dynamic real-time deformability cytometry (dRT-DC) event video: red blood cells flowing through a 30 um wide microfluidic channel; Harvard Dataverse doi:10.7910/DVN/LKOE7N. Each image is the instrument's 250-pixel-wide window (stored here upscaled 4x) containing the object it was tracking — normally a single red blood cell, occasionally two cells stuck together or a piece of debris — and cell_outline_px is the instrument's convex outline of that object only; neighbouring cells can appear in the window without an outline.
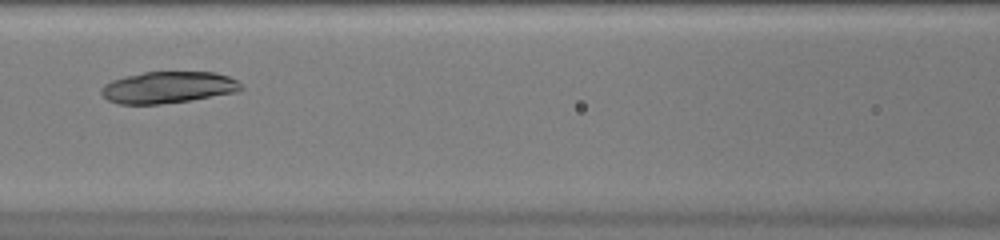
{"species": "common noctule bat (a hibernating species)", "species_latin": "Nyctalus noctula", "temperature_condition": "warm", "stored_images_in_passage": 40, "camera_frame_rate_fps": 3000, "um_per_image_px": 0.085, "animal": {"sex": "female", "body_mass_g": 20.0, "forearm_length_mm": 54.0}, "frame": {"image": 1, "passage_image": 13, "time_ms": 4.0, "image_size_px": [1000, 240], "cell_outline_px": [[244, 88], [236, 92], [192, 100], [160, 104], [120, 104], [108, 100], [100, 92], [100, 88], [104, 84], [112, 80], [124, 76], [144, 72], [216, 72], [228, 76], [244, 84]], "centroid_in_image_um": [14.3, 7.42], "position_along_channel_um": 152.3, "area_um2": 25.95}}
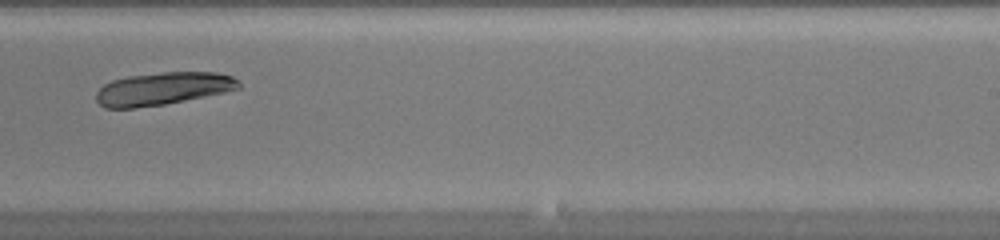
{"frame": {"image": 2, "passage_image": 22, "time_ms": 7.0, "image_size_px": [1000, 240], "cell_outline_px": [[240, 88], [224, 92], [164, 104], [136, 108], [104, 108], [96, 100], [96, 92], [104, 84], [112, 80], [128, 76], [164, 72], [216, 72], [232, 76], [240, 84]], "centroid_in_image_um": [13.81, 7.53], "position_along_channel_um": 275.2, "area_um2": 26.99}}
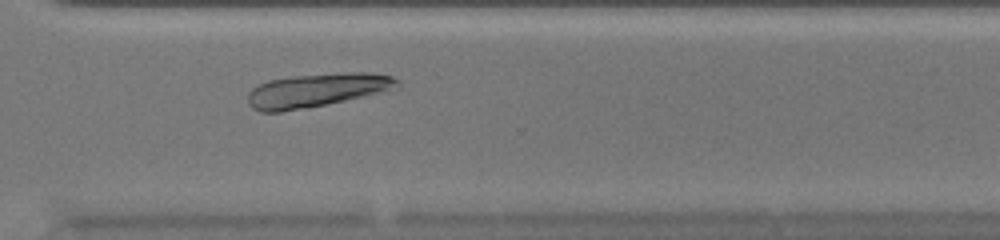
{"frame": {"image": 3, "passage_image": 27, "time_ms": 8.667, "image_size_px": [1000, 240], "cell_outline_px": [[400, 88], [364, 96], [308, 108], [280, 112], [260, 112], [252, 108], [248, 104], [248, 92], [252, 88], [268, 80], [292, 76], [344, 72], [368, 72], [392, 76], [400, 84]], "centroid_in_image_um": [26.92, 7.67], "position_along_channel_um": 343.7, "area_um2": 29.48}, "authors_computed_cell_mechanics": {"area_um2": 28.4665, "velocity_mm_per_s": 4.1035, "shape_relaxation_time_tau1_ms": 0.3791, "shape_relaxation_time_tau2_ms": 7.0508, "deformation_change_tau1": null, "deformation_change_tau2": 0.1093}}